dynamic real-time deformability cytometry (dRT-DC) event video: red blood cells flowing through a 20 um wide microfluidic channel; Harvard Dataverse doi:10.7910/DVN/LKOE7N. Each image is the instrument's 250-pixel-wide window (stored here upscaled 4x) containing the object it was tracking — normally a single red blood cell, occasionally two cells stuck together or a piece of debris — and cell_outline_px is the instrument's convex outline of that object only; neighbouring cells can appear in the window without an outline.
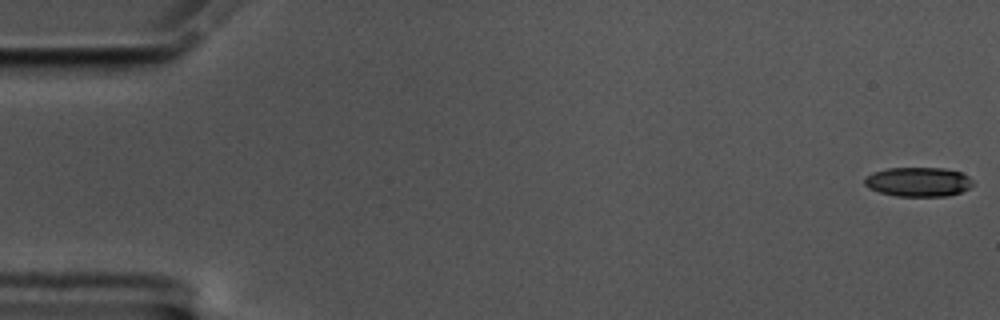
{"species": "common noctule bat (a hibernating species)", "species_latin": "Nyctalus noctula", "temperature_condition": "cold", "stored_images_in_passage": 57, "segment_of_instrument_passage": [1, 2], "camera_frame_rate_fps": 3000, "um_per_image_px": 0.085, "animal": {"sex": "male", "body_mass_g": 17.5, "forearm_length_mm": 52.3}, "frame": {"image": 1, "passage_image": 1, "time_ms": 0.0, "image_size_px": [1000, 320], "cell_outline_px": [[972, 184], [968, 188], [960, 192], [948, 196], [896, 196], [880, 192], [868, 188], [864, 184], [864, 180], [872, 172], [888, 168], [944, 168], [960, 172], [968, 176], [972, 180]], "centroid_in_image_um": [78.04, 15.46], "position_along_channel_um": 7.0, "area_um2": 18.44}}
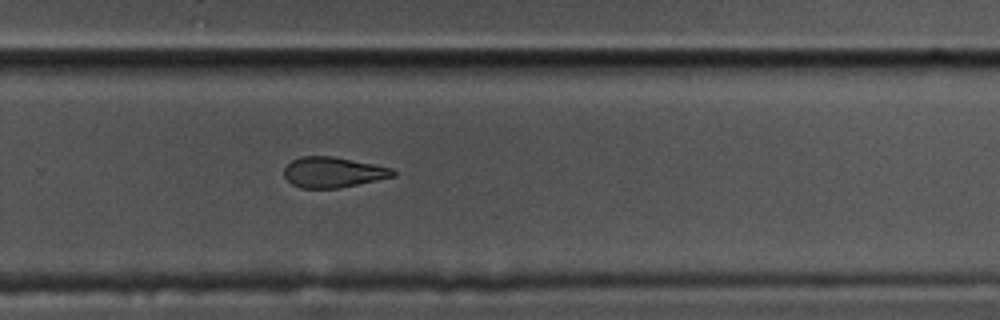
{"frame": {"image": 2, "passage_image": 39, "time_ms": 12.667, "image_size_px": [1000, 320], "cell_outline_px": [[396, 176], [340, 188], [300, 188], [292, 184], [284, 176], [284, 168], [292, 160], [300, 156], [332, 156], [392, 168], [396, 172]], "centroid_in_image_um": [28.3, 14.65], "position_along_channel_um": 301.5, "area_um2": 19.31}}
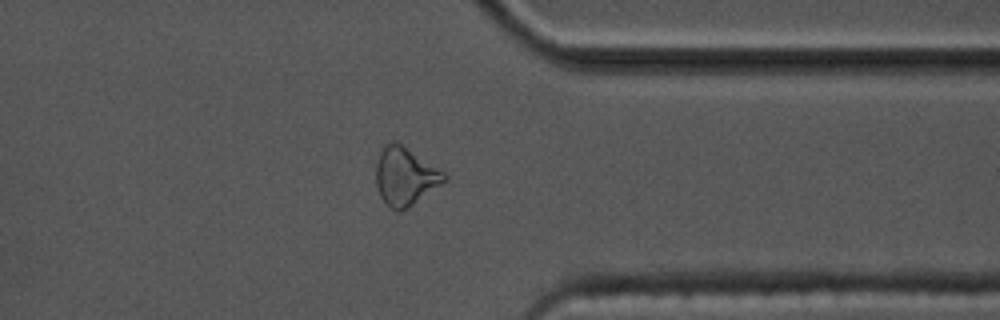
{"frame": {"image": 3, "passage_image": 46, "time_ms": 15.0, "image_size_px": [1000, 320], "cell_outline_px": [[448, 180], [408, 208], [400, 212], [396, 212], [380, 196], [376, 184], [376, 164], [380, 152], [384, 144], [400, 144], [444, 172], [448, 176]], "centroid_in_image_um": [34.45, 15.04], "position_along_channel_um": 377.0, "area_um2": 22.66}}